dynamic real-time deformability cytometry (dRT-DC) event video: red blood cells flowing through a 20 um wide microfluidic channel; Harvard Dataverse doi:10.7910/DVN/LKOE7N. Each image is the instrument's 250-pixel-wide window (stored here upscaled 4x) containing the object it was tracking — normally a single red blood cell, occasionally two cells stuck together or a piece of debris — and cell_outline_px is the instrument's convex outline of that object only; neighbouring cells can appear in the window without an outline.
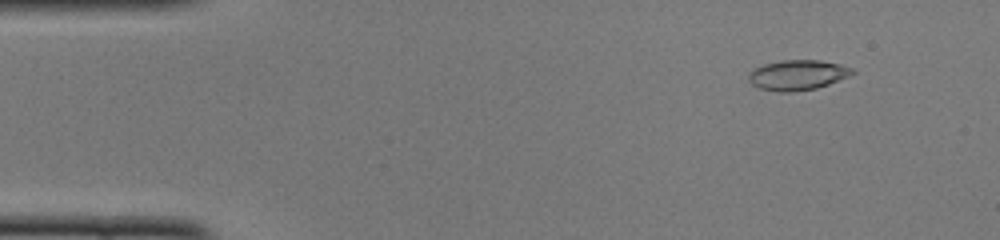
{"species": "common noctule bat (a hibernating species)", "species_latin": "Nyctalus noctula", "temperature_condition": "cold", "stored_images_in_passage": 50, "camera_frame_rate_fps": 3000, "um_per_image_px": 0.085, "animal": {"sex": "female", "body_mass_g": 22.0, "forearm_length_mm": 56.7}, "frame": {"image": 1, "passage_image": 5, "time_ms": 1.333, "image_size_px": [1000, 240], "cell_outline_px": [[856, 72], [848, 76], [828, 84], [816, 88], [792, 92], [780, 92], [756, 88], [748, 80], [748, 72], [752, 68], [764, 64], [780, 60], [820, 60], [840, 64], [852, 68]], "centroid_in_image_um": [67.73, 6.37], "position_along_channel_um": 17.3, "area_um2": 18.38}}
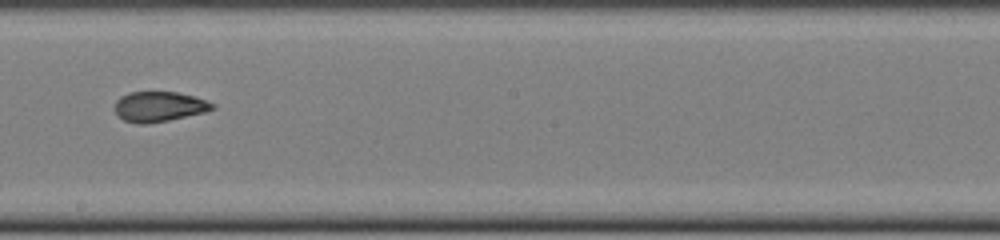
{"frame": {"image": 2, "passage_image": 28, "time_ms": 9.0, "image_size_px": [1000, 240], "cell_outline_px": [[216, 108], [204, 112], [168, 120], [148, 124], [136, 124], [124, 120], [116, 112], [116, 100], [120, 96], [128, 92], [176, 92], [208, 100], [216, 104]], "centroid_in_image_um": [13.54, 9.06], "position_along_channel_um": 234.7, "area_um2": 17.11}}
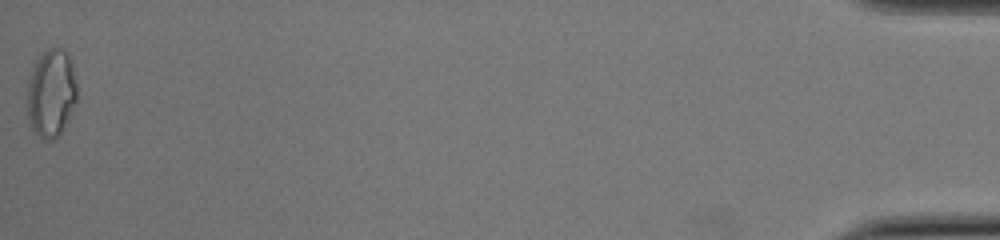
{"frame": {"image": 3, "passage_image": 50, "time_ms": 16.333, "image_size_px": [1000, 240], "cell_outline_px": [[76, 100], [68, 120], [60, 136], [52, 140], [44, 140], [32, 128], [28, 120], [28, 80], [32, 68], [36, 60], [48, 48], [60, 48], [68, 56], [72, 68], [76, 84]], "centroid_in_image_um": [4.34, 7.96], "position_along_channel_um": 430.9, "area_um2": 25.2}, "authors_computed_cell_mechanics": {"area_um2": 18.1203, "velocity_mm_per_s": 4.0033, "shape_relaxation_time_tau1_ms": null, "shape_relaxation_time_tau2_ms": 1.4224, "deformation_change_tau1": null, "deformation_change_tau2": 0.0708}}